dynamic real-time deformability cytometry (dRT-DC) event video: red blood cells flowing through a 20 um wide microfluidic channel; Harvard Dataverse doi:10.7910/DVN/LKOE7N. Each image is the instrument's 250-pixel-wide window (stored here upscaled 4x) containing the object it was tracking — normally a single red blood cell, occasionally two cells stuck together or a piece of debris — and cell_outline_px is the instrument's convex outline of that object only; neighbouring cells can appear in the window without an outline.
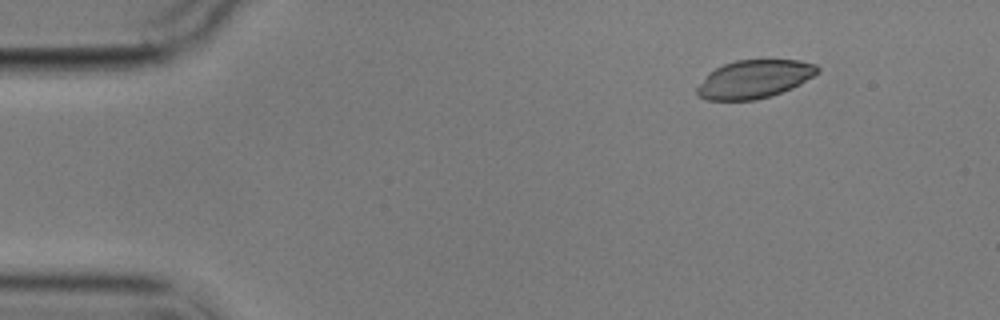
{"species": "common noctule bat (a hibernating species)", "species_latin": "Nyctalus noctula", "temperature_condition": "cold", "stored_images_in_passage": 4, "camera_frame_rate_fps": 3000, "um_per_image_px": 0.085, "animal": {"sex": "male", "body_mass_g": 17.9}, "frame": {"image": 1, "passage_image": 1, "time_ms": 0.0, "image_size_px": [1000, 320], "cell_outline_px": [[820, 72], [800, 84], [792, 88], [772, 96], [756, 100], [708, 100], [700, 96], [696, 92], [696, 88], [708, 72], [724, 64], [736, 60], [800, 60], [816, 64], [820, 68]], "centroid_in_image_um": [64.14, 6.72], "position_along_channel_um": 20.9, "area_um2": 26.93}}